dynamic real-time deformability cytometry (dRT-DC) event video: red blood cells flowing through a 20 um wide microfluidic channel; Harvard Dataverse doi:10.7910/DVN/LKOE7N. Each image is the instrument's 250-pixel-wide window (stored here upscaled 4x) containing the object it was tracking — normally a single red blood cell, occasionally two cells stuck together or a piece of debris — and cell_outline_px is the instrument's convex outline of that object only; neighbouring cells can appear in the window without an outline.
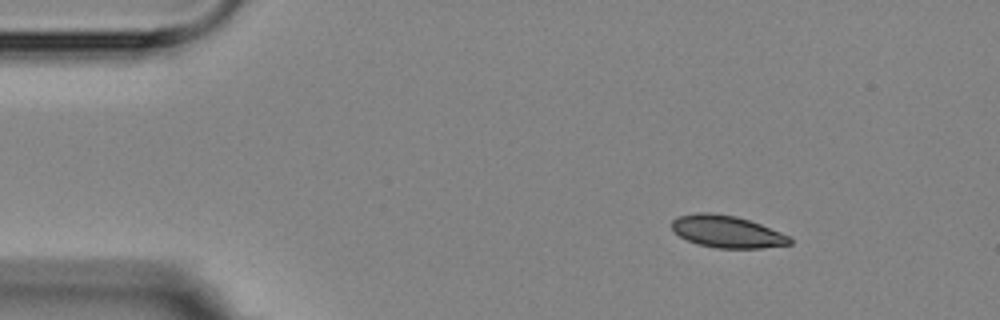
{"species": "Egyptian fruit bat (a non-hibernating species)", "species_latin": "Rousettus aegyptiacus", "temperature_condition": "room temperature", "stored_images_in_passage": 4, "camera_frame_rate_fps": 3000, "um_per_image_px": 0.085, "animal": {"sex": "female"}, "frame": {"image": 1, "passage_image": 1, "time_ms": 0.0, "image_size_px": [1000, 320], "cell_outline_px": [[792, 244], [760, 248], [716, 248], [696, 244], [680, 236], [672, 228], [672, 220], [680, 216], [696, 212], [712, 212], [736, 216], [760, 224], [780, 232], [788, 236], [792, 240]], "centroid_in_image_um": [61.78, 19.68], "position_along_channel_um": 23.2, "area_um2": 21.96}}
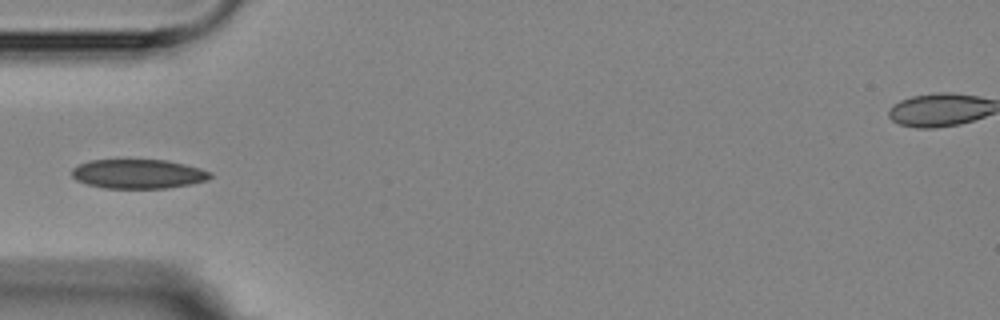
{"frame": {"image": 2, "passage_image": 4, "time_ms": 3.333, "image_size_px": [1000, 320], "cell_outline_px": [[212, 176], [208, 180], [192, 184], [168, 188], [104, 188], [88, 184], [76, 180], [72, 176], [72, 168], [88, 160], [168, 160], [200, 168], [212, 172]], "centroid_in_image_um": [11.77, 14.78], "position_along_channel_um": 73.2, "area_um2": 23.7}}